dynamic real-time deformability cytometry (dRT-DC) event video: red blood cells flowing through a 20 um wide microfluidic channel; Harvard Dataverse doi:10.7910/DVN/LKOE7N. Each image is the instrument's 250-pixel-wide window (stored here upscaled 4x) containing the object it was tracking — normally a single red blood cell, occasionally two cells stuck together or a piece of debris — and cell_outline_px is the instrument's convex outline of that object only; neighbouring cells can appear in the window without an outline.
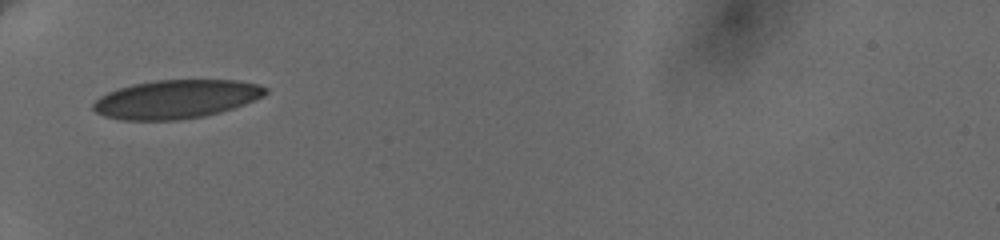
{"species": "human", "species_latin": "Homo sapiens", "temperature_condition": "cold", "stored_images_in_passage": 8, "camera_frame_rate_fps": 3000, "um_per_image_px": 0.085, "donor": {"sex": "female"}, "frame": {"image": 1, "passage_image": 1, "time_ms": 0.0, "image_size_px": [1000, 240], "cell_outline_px": [[268, 92], [264, 96], [244, 104], [220, 112], [204, 116], [176, 120], [124, 120], [104, 116], [96, 112], [92, 108], [92, 104], [100, 96], [108, 92], [132, 84], [156, 80], [240, 80], [256, 84], [268, 88]], "centroid_in_image_um": [14.98, 8.43], "position_along_channel_um": 70.0, "area_um2": 38.67}}
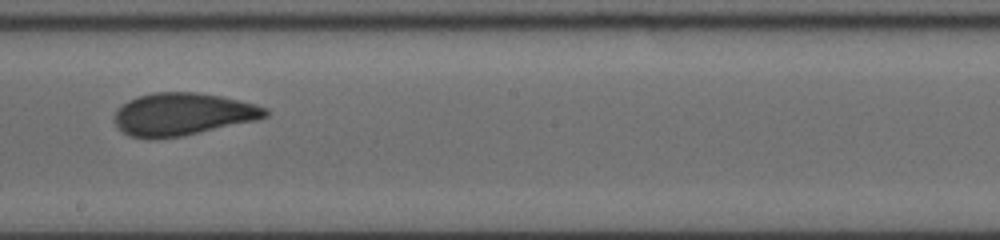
{"frame": {"image": 2, "passage_image": 5, "time_ms": 4.667, "image_size_px": [1000, 240], "cell_outline_px": [[268, 116], [256, 120], [184, 136], [128, 136], [116, 124], [116, 108], [128, 100], [136, 96], [156, 92], [196, 92], [220, 96], [256, 104], [268, 108]], "centroid_in_image_um": [15.57, 9.67], "position_along_channel_um": 232.6, "area_um2": 36.76}}
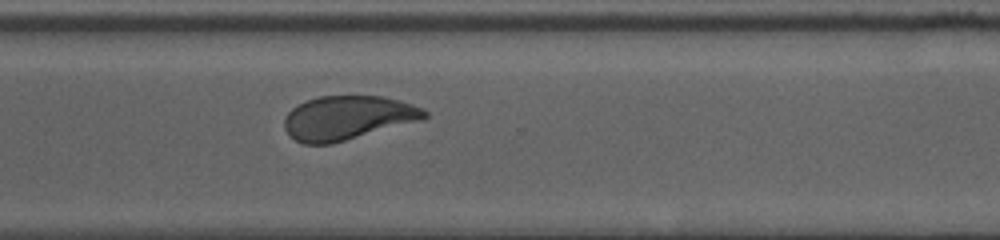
{"frame": {"image": 3, "passage_image": 8, "time_ms": 7.667, "image_size_px": [1000, 240], "cell_outline_px": [[428, 116], [420, 120], [332, 144], [304, 144], [296, 140], [284, 128], [284, 120], [288, 112], [292, 108], [308, 100], [320, 96], [384, 96], [412, 104], [424, 108], [428, 112]], "centroid_in_image_um": [29.56, 10.01], "position_along_channel_um": 341.0, "area_um2": 35.66}}